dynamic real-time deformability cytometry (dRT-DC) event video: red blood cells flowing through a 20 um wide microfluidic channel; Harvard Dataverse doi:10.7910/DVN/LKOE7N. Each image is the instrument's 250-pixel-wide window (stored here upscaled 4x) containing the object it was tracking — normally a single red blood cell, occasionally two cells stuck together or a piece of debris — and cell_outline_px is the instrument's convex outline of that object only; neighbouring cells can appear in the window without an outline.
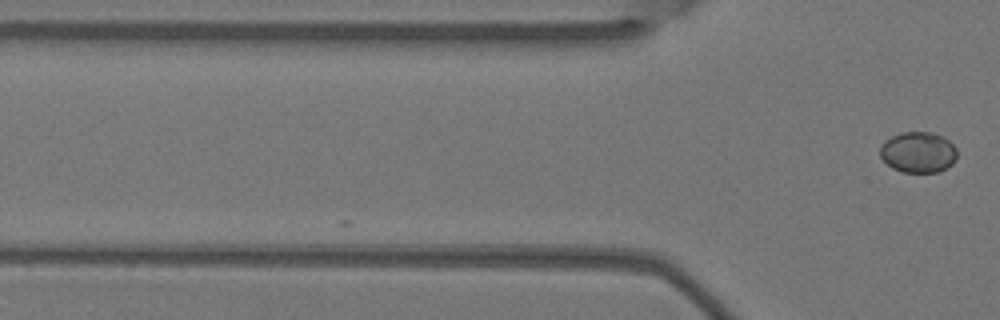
{"species": "Egyptian fruit bat (a non-hibernating species)", "species_latin": "Rousettus aegyptiacus", "temperature_condition": "warm", "stored_images_in_passage": 2, "camera_frame_rate_fps": 3000, "um_per_image_px": 0.085, "animal": {"sex": "female"}, "frame": {"image": 1, "passage_image": 2, "time_ms": 0.333, "image_size_px": [1000, 320], "cell_outline_px": [[956, 160], [948, 168], [936, 172], [904, 172], [892, 168], [880, 156], [880, 148], [892, 136], [904, 132], [932, 132], [948, 140], [956, 148]], "centroid_in_image_um": [78.07, 12.95], "position_along_channel_um": 47.7, "area_um2": 18.09}}